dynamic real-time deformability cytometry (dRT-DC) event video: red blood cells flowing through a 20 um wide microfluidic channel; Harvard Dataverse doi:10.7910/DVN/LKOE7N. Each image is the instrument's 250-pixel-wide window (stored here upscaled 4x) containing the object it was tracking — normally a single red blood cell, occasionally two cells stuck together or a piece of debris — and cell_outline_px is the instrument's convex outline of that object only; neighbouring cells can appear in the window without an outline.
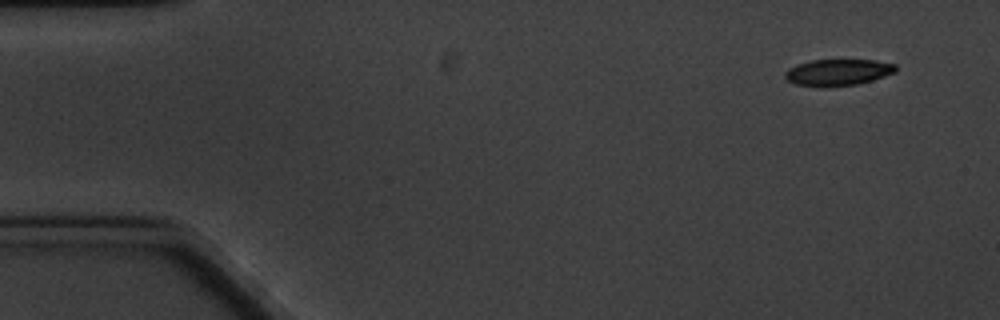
{"species": "common noctule bat (a hibernating species)", "species_latin": "Nyctalus noctula", "temperature_condition": "cold", "stored_images_in_passage": 5, "segment_of_instrument_passage": [1, 2], "camera_frame_rate_fps": 3000, "um_per_image_px": 0.085, "animal": {"sex": "male", "body_mass_g": 20.1, "forearm_length_mm": 53.5}, "frame": {"image": 1, "passage_image": 1, "time_ms": 0.0, "image_size_px": [1000, 320], "cell_outline_px": [[896, 72], [872, 80], [856, 84], [796, 84], [788, 80], [784, 76], [784, 72], [788, 68], [796, 64], [812, 60], [876, 60], [896, 64]], "centroid_in_image_um": [71.26, 6.09], "position_along_channel_um": 13.7, "area_um2": 16.36}}
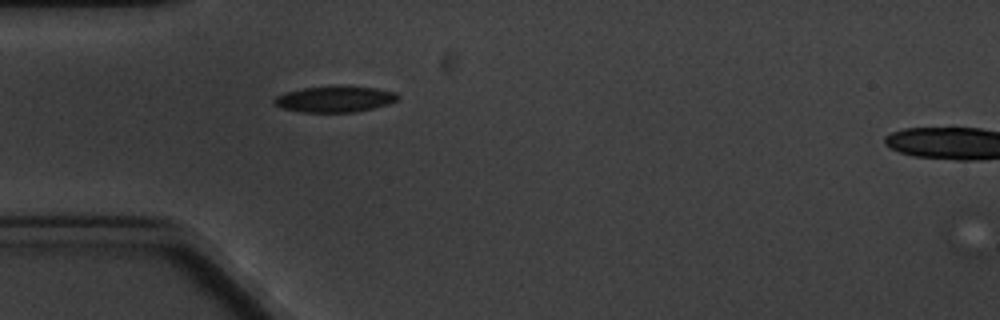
{"frame": {"image": 2, "passage_image": 4, "time_ms": 4.333, "image_size_px": [1000, 320], "cell_outline_px": [[400, 96], [396, 100], [388, 104], [356, 112], [300, 112], [280, 108], [272, 104], [272, 100], [276, 96], [284, 92], [304, 88], [340, 84], [376, 88], [396, 92]], "centroid_in_image_um": [28.42, 8.4], "position_along_channel_um": 56.6, "area_um2": 19.31}}